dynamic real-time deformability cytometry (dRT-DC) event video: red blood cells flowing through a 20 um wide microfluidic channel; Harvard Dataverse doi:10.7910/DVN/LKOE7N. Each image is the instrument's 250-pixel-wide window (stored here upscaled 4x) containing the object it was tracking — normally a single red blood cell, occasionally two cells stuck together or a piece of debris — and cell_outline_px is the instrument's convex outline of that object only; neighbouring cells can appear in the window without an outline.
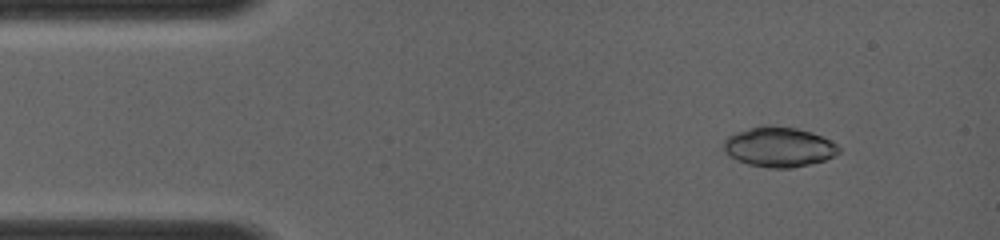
{"species": "common noctule bat (a hibernating species)", "species_latin": "Nyctalus noctula", "temperature_condition": "room temperature", "stored_images_in_passage": 5, "camera_frame_rate_fps": 4000, "um_per_image_px": 0.085, "animal": {"sex": "female", "body_mass_g": 19.0, "forearm_length_mm": 56.7}, "frame": {"image": 1, "passage_image": 1, "time_ms": 0.0, "image_size_px": [1000, 240], "cell_outline_px": [[840, 152], [824, 160], [792, 168], [768, 168], [748, 164], [736, 160], [724, 152], [724, 140], [728, 136], [736, 132], [764, 124], [768, 124], [796, 128], [812, 132], [836, 144], [840, 148]], "centroid_in_image_um": [66.17, 12.48], "position_along_channel_um": 18.8, "area_um2": 26.76}}